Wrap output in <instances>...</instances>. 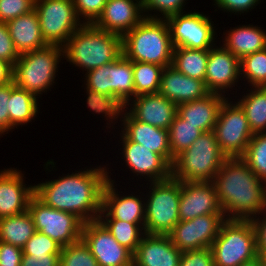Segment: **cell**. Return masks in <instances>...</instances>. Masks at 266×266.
I'll list each match as a JSON object with an SVG mask.
<instances>
[{"label": "cell", "instance_id": "60d3db41", "mask_svg": "<svg viewBox=\"0 0 266 266\" xmlns=\"http://www.w3.org/2000/svg\"><path fill=\"white\" fill-rule=\"evenodd\" d=\"M83 77L82 87L112 96V63L90 70Z\"/></svg>", "mask_w": 266, "mask_h": 266}, {"label": "cell", "instance_id": "e575fe53", "mask_svg": "<svg viewBox=\"0 0 266 266\" xmlns=\"http://www.w3.org/2000/svg\"><path fill=\"white\" fill-rule=\"evenodd\" d=\"M202 133L203 131L198 126L187 123V120L176 114L168 129L169 145L173 159L187 150Z\"/></svg>", "mask_w": 266, "mask_h": 266}, {"label": "cell", "instance_id": "74e56055", "mask_svg": "<svg viewBox=\"0 0 266 266\" xmlns=\"http://www.w3.org/2000/svg\"><path fill=\"white\" fill-rule=\"evenodd\" d=\"M240 158L266 183V132L255 133Z\"/></svg>", "mask_w": 266, "mask_h": 266}, {"label": "cell", "instance_id": "f546056e", "mask_svg": "<svg viewBox=\"0 0 266 266\" xmlns=\"http://www.w3.org/2000/svg\"><path fill=\"white\" fill-rule=\"evenodd\" d=\"M36 232L32 215L27 210L21 214L0 218V241L23 248Z\"/></svg>", "mask_w": 266, "mask_h": 266}, {"label": "cell", "instance_id": "52a82bcc", "mask_svg": "<svg viewBox=\"0 0 266 266\" xmlns=\"http://www.w3.org/2000/svg\"><path fill=\"white\" fill-rule=\"evenodd\" d=\"M144 185V186H143ZM147 185V186H146ZM139 185L145 187V224L147 234L168 235L179 219L181 181L169 179Z\"/></svg>", "mask_w": 266, "mask_h": 266}, {"label": "cell", "instance_id": "681fc988", "mask_svg": "<svg viewBox=\"0 0 266 266\" xmlns=\"http://www.w3.org/2000/svg\"><path fill=\"white\" fill-rule=\"evenodd\" d=\"M251 221L256 233L257 255L266 261V207Z\"/></svg>", "mask_w": 266, "mask_h": 266}, {"label": "cell", "instance_id": "7dc6e473", "mask_svg": "<svg viewBox=\"0 0 266 266\" xmlns=\"http://www.w3.org/2000/svg\"><path fill=\"white\" fill-rule=\"evenodd\" d=\"M19 56L9 34L7 23L0 22V59L13 67Z\"/></svg>", "mask_w": 266, "mask_h": 266}, {"label": "cell", "instance_id": "ffe728a7", "mask_svg": "<svg viewBox=\"0 0 266 266\" xmlns=\"http://www.w3.org/2000/svg\"><path fill=\"white\" fill-rule=\"evenodd\" d=\"M119 128L130 141L159 154L172 167L174 159L169 145L168 130L136 120L125 108Z\"/></svg>", "mask_w": 266, "mask_h": 266}, {"label": "cell", "instance_id": "f5cc1de1", "mask_svg": "<svg viewBox=\"0 0 266 266\" xmlns=\"http://www.w3.org/2000/svg\"><path fill=\"white\" fill-rule=\"evenodd\" d=\"M13 67L0 59V85L9 83L12 81Z\"/></svg>", "mask_w": 266, "mask_h": 266}, {"label": "cell", "instance_id": "db71d44e", "mask_svg": "<svg viewBox=\"0 0 266 266\" xmlns=\"http://www.w3.org/2000/svg\"><path fill=\"white\" fill-rule=\"evenodd\" d=\"M238 266H266V261L259 255L251 260H247L239 264Z\"/></svg>", "mask_w": 266, "mask_h": 266}, {"label": "cell", "instance_id": "277c9868", "mask_svg": "<svg viewBox=\"0 0 266 266\" xmlns=\"http://www.w3.org/2000/svg\"><path fill=\"white\" fill-rule=\"evenodd\" d=\"M174 46L165 19L144 18L122 36V54L131 61L172 65Z\"/></svg>", "mask_w": 266, "mask_h": 266}, {"label": "cell", "instance_id": "30bf717a", "mask_svg": "<svg viewBox=\"0 0 266 266\" xmlns=\"http://www.w3.org/2000/svg\"><path fill=\"white\" fill-rule=\"evenodd\" d=\"M34 10L48 45L63 47L83 25L77 17L73 0H35Z\"/></svg>", "mask_w": 266, "mask_h": 266}, {"label": "cell", "instance_id": "8992f818", "mask_svg": "<svg viewBox=\"0 0 266 266\" xmlns=\"http://www.w3.org/2000/svg\"><path fill=\"white\" fill-rule=\"evenodd\" d=\"M227 158L221 151L214 132H203L187 150L174 159L171 176L181 182L213 181Z\"/></svg>", "mask_w": 266, "mask_h": 266}, {"label": "cell", "instance_id": "5b68a950", "mask_svg": "<svg viewBox=\"0 0 266 266\" xmlns=\"http://www.w3.org/2000/svg\"><path fill=\"white\" fill-rule=\"evenodd\" d=\"M64 60L63 47L47 45L35 51L23 53L13 66L12 81L38 98L55 88L59 65ZM55 83V84H54Z\"/></svg>", "mask_w": 266, "mask_h": 266}, {"label": "cell", "instance_id": "bcb514c9", "mask_svg": "<svg viewBox=\"0 0 266 266\" xmlns=\"http://www.w3.org/2000/svg\"><path fill=\"white\" fill-rule=\"evenodd\" d=\"M179 266H215L211 247L183 251Z\"/></svg>", "mask_w": 266, "mask_h": 266}, {"label": "cell", "instance_id": "5bb4252c", "mask_svg": "<svg viewBox=\"0 0 266 266\" xmlns=\"http://www.w3.org/2000/svg\"><path fill=\"white\" fill-rule=\"evenodd\" d=\"M108 168V180L102 192V210L98 219H118L138 224L144 230L145 224V191L139 189L126 193L117 189L115 179L111 178L113 169ZM110 174V175H109ZM118 185V186H117ZM139 192V193H138ZM122 193V194H121ZM142 193V194H141Z\"/></svg>", "mask_w": 266, "mask_h": 266}, {"label": "cell", "instance_id": "f1b7e54d", "mask_svg": "<svg viewBox=\"0 0 266 266\" xmlns=\"http://www.w3.org/2000/svg\"><path fill=\"white\" fill-rule=\"evenodd\" d=\"M233 97L244 110L252 132H266V87H246ZM240 95V98H239ZM242 95V96H241Z\"/></svg>", "mask_w": 266, "mask_h": 266}, {"label": "cell", "instance_id": "9a60e30c", "mask_svg": "<svg viewBox=\"0 0 266 266\" xmlns=\"http://www.w3.org/2000/svg\"><path fill=\"white\" fill-rule=\"evenodd\" d=\"M217 44L209 49L204 81L211 93L221 94L230 98V94L234 95L235 92L237 94V90L240 91L242 89L240 85L242 83L240 82V60L227 50L221 42H219L220 45Z\"/></svg>", "mask_w": 266, "mask_h": 266}, {"label": "cell", "instance_id": "b9f144b4", "mask_svg": "<svg viewBox=\"0 0 266 266\" xmlns=\"http://www.w3.org/2000/svg\"><path fill=\"white\" fill-rule=\"evenodd\" d=\"M22 249L25 255H60L61 246L49 236L36 231Z\"/></svg>", "mask_w": 266, "mask_h": 266}, {"label": "cell", "instance_id": "2e32d148", "mask_svg": "<svg viewBox=\"0 0 266 266\" xmlns=\"http://www.w3.org/2000/svg\"><path fill=\"white\" fill-rule=\"evenodd\" d=\"M81 239L99 266H133V253L120 245L99 219L84 223Z\"/></svg>", "mask_w": 266, "mask_h": 266}, {"label": "cell", "instance_id": "4316f807", "mask_svg": "<svg viewBox=\"0 0 266 266\" xmlns=\"http://www.w3.org/2000/svg\"><path fill=\"white\" fill-rule=\"evenodd\" d=\"M7 28L19 55L47 46L35 10L7 22Z\"/></svg>", "mask_w": 266, "mask_h": 266}, {"label": "cell", "instance_id": "7c38bea8", "mask_svg": "<svg viewBox=\"0 0 266 266\" xmlns=\"http://www.w3.org/2000/svg\"><path fill=\"white\" fill-rule=\"evenodd\" d=\"M28 211L36 231L49 236L61 247L81 239L84 222L75 214L46 206L35 195L29 201Z\"/></svg>", "mask_w": 266, "mask_h": 266}, {"label": "cell", "instance_id": "f907efd6", "mask_svg": "<svg viewBox=\"0 0 266 266\" xmlns=\"http://www.w3.org/2000/svg\"><path fill=\"white\" fill-rule=\"evenodd\" d=\"M23 249L0 241V266H20Z\"/></svg>", "mask_w": 266, "mask_h": 266}, {"label": "cell", "instance_id": "d590c367", "mask_svg": "<svg viewBox=\"0 0 266 266\" xmlns=\"http://www.w3.org/2000/svg\"><path fill=\"white\" fill-rule=\"evenodd\" d=\"M240 78L243 88L266 87V48L240 60Z\"/></svg>", "mask_w": 266, "mask_h": 266}, {"label": "cell", "instance_id": "e0dca14e", "mask_svg": "<svg viewBox=\"0 0 266 266\" xmlns=\"http://www.w3.org/2000/svg\"><path fill=\"white\" fill-rule=\"evenodd\" d=\"M225 221L224 214H207L190 220H180L168 235L182 252L208 248Z\"/></svg>", "mask_w": 266, "mask_h": 266}, {"label": "cell", "instance_id": "44dd1931", "mask_svg": "<svg viewBox=\"0 0 266 266\" xmlns=\"http://www.w3.org/2000/svg\"><path fill=\"white\" fill-rule=\"evenodd\" d=\"M145 18L142 0H107L93 25L123 36Z\"/></svg>", "mask_w": 266, "mask_h": 266}, {"label": "cell", "instance_id": "484cf974", "mask_svg": "<svg viewBox=\"0 0 266 266\" xmlns=\"http://www.w3.org/2000/svg\"><path fill=\"white\" fill-rule=\"evenodd\" d=\"M226 99L224 95L210 93L206 97L177 105V114L203 132L213 131L220 108Z\"/></svg>", "mask_w": 266, "mask_h": 266}, {"label": "cell", "instance_id": "7a4b0ae2", "mask_svg": "<svg viewBox=\"0 0 266 266\" xmlns=\"http://www.w3.org/2000/svg\"><path fill=\"white\" fill-rule=\"evenodd\" d=\"M213 183L226 220H252L266 207V183L240 158H227Z\"/></svg>", "mask_w": 266, "mask_h": 266}, {"label": "cell", "instance_id": "8fae6325", "mask_svg": "<svg viewBox=\"0 0 266 266\" xmlns=\"http://www.w3.org/2000/svg\"><path fill=\"white\" fill-rule=\"evenodd\" d=\"M213 132L221 151L228 158L241 157L254 135L244 110L233 101V97L223 102Z\"/></svg>", "mask_w": 266, "mask_h": 266}, {"label": "cell", "instance_id": "ba28073f", "mask_svg": "<svg viewBox=\"0 0 266 266\" xmlns=\"http://www.w3.org/2000/svg\"><path fill=\"white\" fill-rule=\"evenodd\" d=\"M215 266H238L257 256L251 220H226L211 245Z\"/></svg>", "mask_w": 266, "mask_h": 266}, {"label": "cell", "instance_id": "603a6c76", "mask_svg": "<svg viewBox=\"0 0 266 266\" xmlns=\"http://www.w3.org/2000/svg\"><path fill=\"white\" fill-rule=\"evenodd\" d=\"M181 255L169 235L145 233L133 253V266H179Z\"/></svg>", "mask_w": 266, "mask_h": 266}, {"label": "cell", "instance_id": "d6986e66", "mask_svg": "<svg viewBox=\"0 0 266 266\" xmlns=\"http://www.w3.org/2000/svg\"><path fill=\"white\" fill-rule=\"evenodd\" d=\"M207 214H223L213 181L181 182L179 219L190 220Z\"/></svg>", "mask_w": 266, "mask_h": 266}, {"label": "cell", "instance_id": "3957f363", "mask_svg": "<svg viewBox=\"0 0 266 266\" xmlns=\"http://www.w3.org/2000/svg\"><path fill=\"white\" fill-rule=\"evenodd\" d=\"M64 60L84 73L122 55V36L83 24L63 46Z\"/></svg>", "mask_w": 266, "mask_h": 266}, {"label": "cell", "instance_id": "d6a6232c", "mask_svg": "<svg viewBox=\"0 0 266 266\" xmlns=\"http://www.w3.org/2000/svg\"><path fill=\"white\" fill-rule=\"evenodd\" d=\"M112 96L124 106L135 97L133 61L123 54L112 62Z\"/></svg>", "mask_w": 266, "mask_h": 266}, {"label": "cell", "instance_id": "816d5d0a", "mask_svg": "<svg viewBox=\"0 0 266 266\" xmlns=\"http://www.w3.org/2000/svg\"><path fill=\"white\" fill-rule=\"evenodd\" d=\"M20 266H59V255H22Z\"/></svg>", "mask_w": 266, "mask_h": 266}, {"label": "cell", "instance_id": "ee69618b", "mask_svg": "<svg viewBox=\"0 0 266 266\" xmlns=\"http://www.w3.org/2000/svg\"><path fill=\"white\" fill-rule=\"evenodd\" d=\"M77 17L83 24H93L107 0H73Z\"/></svg>", "mask_w": 266, "mask_h": 266}, {"label": "cell", "instance_id": "7bdbcfd3", "mask_svg": "<svg viewBox=\"0 0 266 266\" xmlns=\"http://www.w3.org/2000/svg\"><path fill=\"white\" fill-rule=\"evenodd\" d=\"M35 0H0V22L7 23L34 10Z\"/></svg>", "mask_w": 266, "mask_h": 266}, {"label": "cell", "instance_id": "4dcf8cb0", "mask_svg": "<svg viewBox=\"0 0 266 266\" xmlns=\"http://www.w3.org/2000/svg\"><path fill=\"white\" fill-rule=\"evenodd\" d=\"M209 50L176 47L173 51L172 66L191 78L204 81Z\"/></svg>", "mask_w": 266, "mask_h": 266}, {"label": "cell", "instance_id": "f35d334b", "mask_svg": "<svg viewBox=\"0 0 266 266\" xmlns=\"http://www.w3.org/2000/svg\"><path fill=\"white\" fill-rule=\"evenodd\" d=\"M59 266H99L89 247L80 239L61 247Z\"/></svg>", "mask_w": 266, "mask_h": 266}, {"label": "cell", "instance_id": "9c48e42d", "mask_svg": "<svg viewBox=\"0 0 266 266\" xmlns=\"http://www.w3.org/2000/svg\"><path fill=\"white\" fill-rule=\"evenodd\" d=\"M181 12L167 17L170 37L174 48L187 47L190 49L209 50L218 43V32L209 13L202 11ZM208 15V16H207ZM215 25V26H214Z\"/></svg>", "mask_w": 266, "mask_h": 266}, {"label": "cell", "instance_id": "cb8c5ba5", "mask_svg": "<svg viewBox=\"0 0 266 266\" xmlns=\"http://www.w3.org/2000/svg\"><path fill=\"white\" fill-rule=\"evenodd\" d=\"M159 93L176 105L208 96L205 81L184 75L172 65L164 68Z\"/></svg>", "mask_w": 266, "mask_h": 266}, {"label": "cell", "instance_id": "f6af8a7d", "mask_svg": "<svg viewBox=\"0 0 266 266\" xmlns=\"http://www.w3.org/2000/svg\"><path fill=\"white\" fill-rule=\"evenodd\" d=\"M213 4L216 8L214 10V12L216 11H223L227 13V15L229 14V16H231V14L233 13L234 16H241V14L244 15L250 11H252L253 9L256 8V6H258L260 3L264 2V0H212ZM262 1V2H261ZM245 13V14H244Z\"/></svg>", "mask_w": 266, "mask_h": 266}, {"label": "cell", "instance_id": "d4e9b609", "mask_svg": "<svg viewBox=\"0 0 266 266\" xmlns=\"http://www.w3.org/2000/svg\"><path fill=\"white\" fill-rule=\"evenodd\" d=\"M228 30V31H227ZM221 34L218 42L239 60L266 48V31L259 25L239 24ZM224 37V38H223Z\"/></svg>", "mask_w": 266, "mask_h": 266}, {"label": "cell", "instance_id": "6da1fadb", "mask_svg": "<svg viewBox=\"0 0 266 266\" xmlns=\"http://www.w3.org/2000/svg\"><path fill=\"white\" fill-rule=\"evenodd\" d=\"M108 166L95 165L63 174L34 185V195L46 206L73 213L84 223L97 220L102 210V192ZM83 170V171H81Z\"/></svg>", "mask_w": 266, "mask_h": 266}, {"label": "cell", "instance_id": "ab89813d", "mask_svg": "<svg viewBox=\"0 0 266 266\" xmlns=\"http://www.w3.org/2000/svg\"><path fill=\"white\" fill-rule=\"evenodd\" d=\"M188 0H142L145 18L166 19L174 14L185 12Z\"/></svg>", "mask_w": 266, "mask_h": 266}, {"label": "cell", "instance_id": "4fadbf2b", "mask_svg": "<svg viewBox=\"0 0 266 266\" xmlns=\"http://www.w3.org/2000/svg\"><path fill=\"white\" fill-rule=\"evenodd\" d=\"M117 131V136H120V141L118 140L119 147L118 148L119 154L122 161L121 164H125V168L131 174H134L133 178L144 180L145 182H155V181H163L169 179L171 177V166L159 155L156 154L146 147L130 141L121 131L120 129L115 130ZM144 177V179H143Z\"/></svg>", "mask_w": 266, "mask_h": 266}, {"label": "cell", "instance_id": "836d02e7", "mask_svg": "<svg viewBox=\"0 0 266 266\" xmlns=\"http://www.w3.org/2000/svg\"><path fill=\"white\" fill-rule=\"evenodd\" d=\"M163 70L157 64L133 61L135 97L159 93Z\"/></svg>", "mask_w": 266, "mask_h": 266}, {"label": "cell", "instance_id": "c3c4849f", "mask_svg": "<svg viewBox=\"0 0 266 266\" xmlns=\"http://www.w3.org/2000/svg\"><path fill=\"white\" fill-rule=\"evenodd\" d=\"M12 91V81L0 85V138L10 132V119L8 112L9 98Z\"/></svg>", "mask_w": 266, "mask_h": 266}, {"label": "cell", "instance_id": "ac0fdd59", "mask_svg": "<svg viewBox=\"0 0 266 266\" xmlns=\"http://www.w3.org/2000/svg\"><path fill=\"white\" fill-rule=\"evenodd\" d=\"M26 178L19 168L5 167L0 170V218L28 210L29 201L34 196V184L29 185Z\"/></svg>", "mask_w": 266, "mask_h": 266}, {"label": "cell", "instance_id": "7402d4cb", "mask_svg": "<svg viewBox=\"0 0 266 266\" xmlns=\"http://www.w3.org/2000/svg\"><path fill=\"white\" fill-rule=\"evenodd\" d=\"M125 109L138 121L168 130L177 114V105L160 93L134 97Z\"/></svg>", "mask_w": 266, "mask_h": 266}, {"label": "cell", "instance_id": "8d00e7d4", "mask_svg": "<svg viewBox=\"0 0 266 266\" xmlns=\"http://www.w3.org/2000/svg\"><path fill=\"white\" fill-rule=\"evenodd\" d=\"M120 245L134 253L141 242L144 230L136 223L118 219H99Z\"/></svg>", "mask_w": 266, "mask_h": 266}, {"label": "cell", "instance_id": "83f0119b", "mask_svg": "<svg viewBox=\"0 0 266 266\" xmlns=\"http://www.w3.org/2000/svg\"><path fill=\"white\" fill-rule=\"evenodd\" d=\"M39 100L34 94L18 87L12 81V91L8 100V112L10 119V132L12 133L15 128L28 125L37 118L40 113ZM14 129V130H12Z\"/></svg>", "mask_w": 266, "mask_h": 266}, {"label": "cell", "instance_id": "1f68e13d", "mask_svg": "<svg viewBox=\"0 0 266 266\" xmlns=\"http://www.w3.org/2000/svg\"><path fill=\"white\" fill-rule=\"evenodd\" d=\"M86 90V91H85ZM86 94V107L89 108V111H92V114L102 115V118H105L107 132L108 129L119 127L121 125V115L125 106L114 96H107L105 94L95 92L84 88ZM104 116V117H103ZM119 121V122H118ZM117 123L119 124L118 126Z\"/></svg>", "mask_w": 266, "mask_h": 266}]
</instances>
